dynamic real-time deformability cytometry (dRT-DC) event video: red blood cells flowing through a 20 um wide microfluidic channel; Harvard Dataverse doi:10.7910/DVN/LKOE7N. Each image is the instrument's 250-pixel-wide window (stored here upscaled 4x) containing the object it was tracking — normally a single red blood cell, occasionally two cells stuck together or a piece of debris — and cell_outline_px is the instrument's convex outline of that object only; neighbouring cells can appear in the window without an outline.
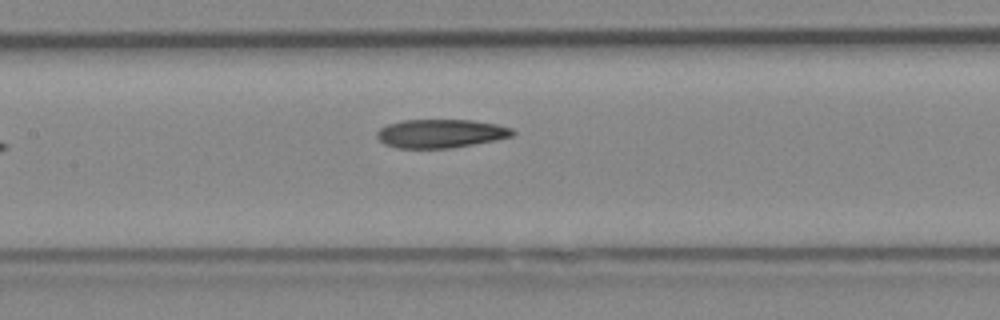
{"species": "Egyptian fruit bat (a non-hibernating species)", "species_latin": "Rousettus aegyptiacus", "temperature_condition": "cold", "stored_images_in_passage": 5, "camera_frame_rate_fps": 3000, "um_per_image_px": 0.085, "animal": {"sex": "female"}, "frame": {"image": 1, "passage_image": 5, "time_ms": 1.333, "image_size_px": [1000, 320], "cell_outline_px": [[516, 132], [512, 136], [496, 140], [452, 148], [396, 148], [384, 144], [376, 136], [376, 132], [380, 128], [388, 124], [404, 120], [472, 120], [496, 124], [512, 128]], "centroid_in_image_um": [37.46, 11.35], "position_along_channel_um": 169.9, "area_um2": 22.66}}